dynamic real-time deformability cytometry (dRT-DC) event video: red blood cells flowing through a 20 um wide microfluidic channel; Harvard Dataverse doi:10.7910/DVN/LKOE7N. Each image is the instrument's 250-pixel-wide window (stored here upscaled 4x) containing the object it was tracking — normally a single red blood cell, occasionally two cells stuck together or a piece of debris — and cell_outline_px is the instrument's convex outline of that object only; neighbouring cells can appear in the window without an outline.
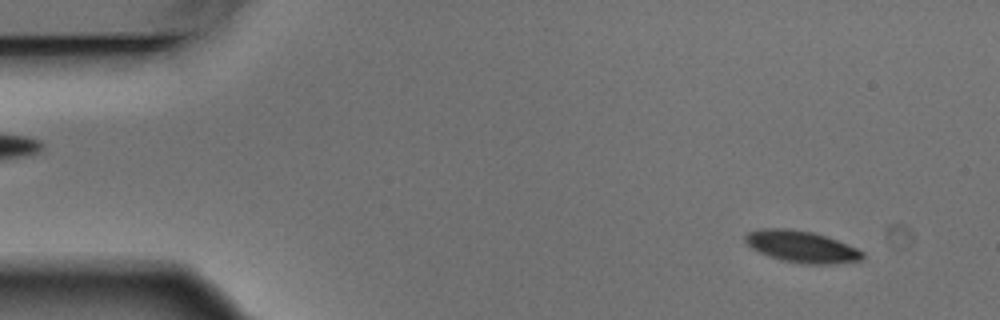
{"species": "Egyptian fruit bat (a non-hibernating species)", "species_latin": "Rousettus aegyptiacus", "temperature_condition": "warm", "stored_images_in_passage": 5, "camera_frame_rate_fps": 3000, "um_per_image_px": 0.085, "animal": {"sex": "male"}, "frame": {"image": 1, "passage_image": 1, "time_ms": 0.0, "image_size_px": [1000, 320], "cell_outline_px": [[864, 256], [860, 260], [832, 264], [804, 264], [780, 260], [760, 252], [752, 248], [744, 240], [744, 236], [748, 232], [760, 228], [792, 228], [812, 232], [836, 240], [856, 248], [864, 252]], "centroid_in_image_um": [68.1, 20.96], "position_along_channel_um": 16.9, "area_um2": 21.56}}
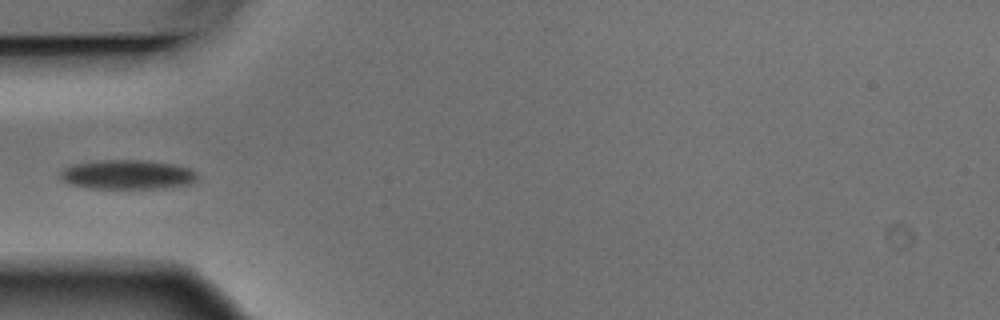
{"frame": {"image": 2, "passage_image": 4, "time_ms": 1.0, "image_size_px": [1000, 320], "cell_outline_px": [[196, 180], [188, 184], [156, 188], [92, 188], [68, 184], [60, 176], [60, 172], [64, 168], [72, 164], [96, 160], [148, 160], [172, 164], [188, 168], [196, 172]], "centroid_in_image_um": [10.78, 14.82], "position_along_channel_um": 74.2, "area_um2": 23.29}}
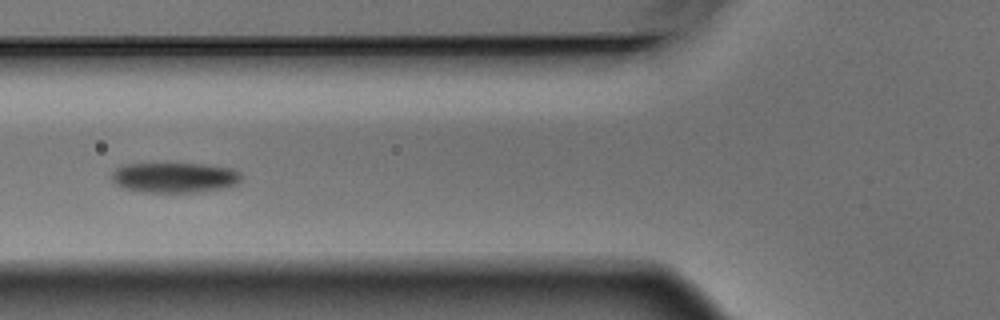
{"frame": {"image": 3, "passage_image": 5, "time_ms": 1.333, "image_size_px": [1000, 320], "cell_outline_px": [[240, 184], [200, 192], [144, 192], [124, 188], [116, 184], [112, 180], [112, 172], [116, 168], [124, 164], [204, 164], [232, 168], [240, 172]], "centroid_in_image_um": [14.85, 15.09], "position_along_channel_um": 111.0, "area_um2": 22.77}}